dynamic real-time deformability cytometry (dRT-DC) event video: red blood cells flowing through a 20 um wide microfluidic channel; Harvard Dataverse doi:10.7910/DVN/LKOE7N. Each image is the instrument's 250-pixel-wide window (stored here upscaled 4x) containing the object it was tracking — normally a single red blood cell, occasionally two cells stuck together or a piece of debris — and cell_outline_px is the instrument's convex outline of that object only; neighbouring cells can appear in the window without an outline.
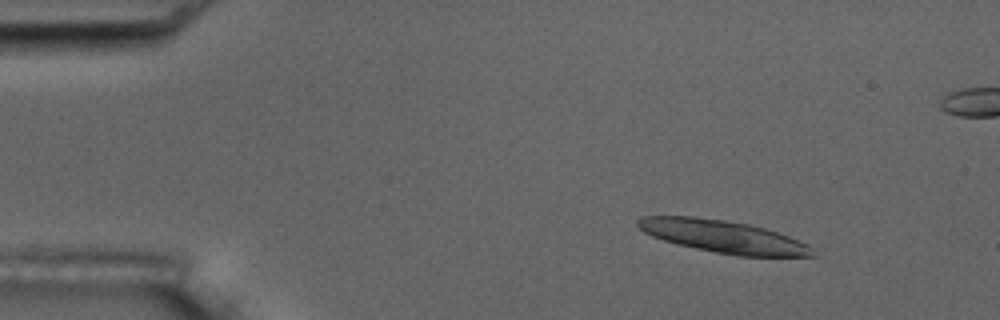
{"species": "common noctule bat (a hibernating species)", "species_latin": "Nyctalus noctula", "temperature_condition": "room temperature", "stored_images_in_passage": 6, "camera_frame_rate_fps": 3000, "um_per_image_px": 0.085, "animal": {"sex": "male", "body_mass_g": 17.5, "forearm_length_mm": 52.3}, "frame": {"image": 1, "passage_image": 1, "time_ms": 0.0, "image_size_px": [1000, 320], "cell_outline_px": [[820, 256], [736, 256], [696, 248], [664, 240], [652, 236], [644, 232], [636, 224], [636, 220], [640, 216], [692, 216], [724, 220], [748, 224], [764, 228], [788, 236], [808, 244]], "centroid_in_image_um": [61.49, 20.1], "position_along_channel_um": 23.5, "area_um2": 32.89}}